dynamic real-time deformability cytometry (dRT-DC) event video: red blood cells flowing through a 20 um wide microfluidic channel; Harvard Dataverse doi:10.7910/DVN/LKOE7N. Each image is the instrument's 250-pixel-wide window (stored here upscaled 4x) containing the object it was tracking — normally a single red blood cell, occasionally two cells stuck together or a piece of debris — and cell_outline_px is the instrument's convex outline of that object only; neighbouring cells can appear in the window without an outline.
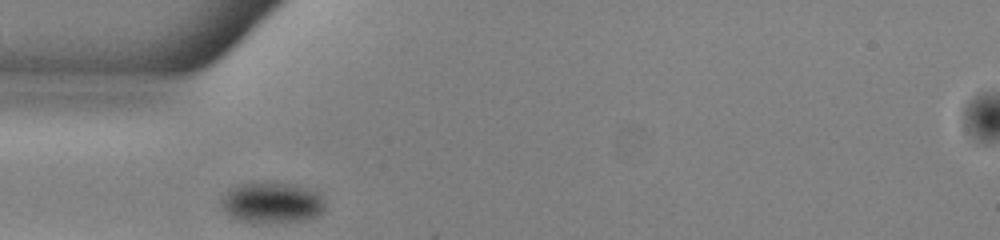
{"species": "common noctule bat (a hibernating species)", "species_latin": "Nyctalus noctula", "temperature_condition": "warm", "stored_images_in_passage": 14, "camera_frame_rate_fps": 3000, "um_per_image_px": 0.085, "animal": {"sex": "male", "body_mass_g": 13.0, "forearm_length_mm": 53.1}, "frame": {"image": 1, "passage_image": 1, "time_ms": 0.0, "image_size_px": [1000, 240], "cell_outline_px": [[324, 212], [308, 220], [280, 224], [260, 224], [236, 220], [224, 212], [224, 200], [228, 192], [232, 188], [240, 184], [292, 184], [320, 192], [324, 204]], "centroid_in_image_um": [23.19, 17.3], "position_along_channel_um": 61.8, "area_um2": 24.68}}
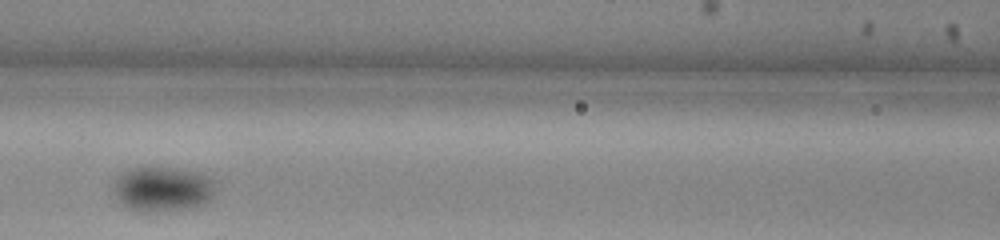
{"frame": {"image": 2, "passage_image": 8, "time_ms": 2.333, "image_size_px": [1000, 240], "cell_outline_px": [[216, 192], [208, 200], [200, 204], [176, 208], [148, 212], [128, 208], [116, 196], [116, 176], [120, 172], [132, 168], [152, 164], [180, 168], [200, 172], [212, 176], [216, 180]], "centroid_in_image_um": [13.87, 15.96], "position_along_channel_um": 152.7, "area_um2": 26.93}}
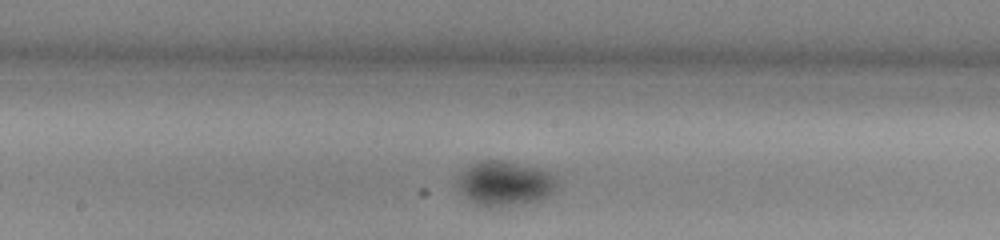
{"frame": {"image": 3, "passage_image": 12, "time_ms": 3.667, "image_size_px": [1000, 240], "cell_outline_px": [[556, 188], [548, 196], [540, 200], [516, 204], [484, 208], [476, 204], [464, 196], [460, 188], [460, 172], [464, 168], [480, 160], [504, 160], [536, 168], [548, 172], [552, 176], [556, 184]], "centroid_in_image_um": [42.88, 15.59], "position_along_channel_um": 205.3, "area_um2": 25.49}}